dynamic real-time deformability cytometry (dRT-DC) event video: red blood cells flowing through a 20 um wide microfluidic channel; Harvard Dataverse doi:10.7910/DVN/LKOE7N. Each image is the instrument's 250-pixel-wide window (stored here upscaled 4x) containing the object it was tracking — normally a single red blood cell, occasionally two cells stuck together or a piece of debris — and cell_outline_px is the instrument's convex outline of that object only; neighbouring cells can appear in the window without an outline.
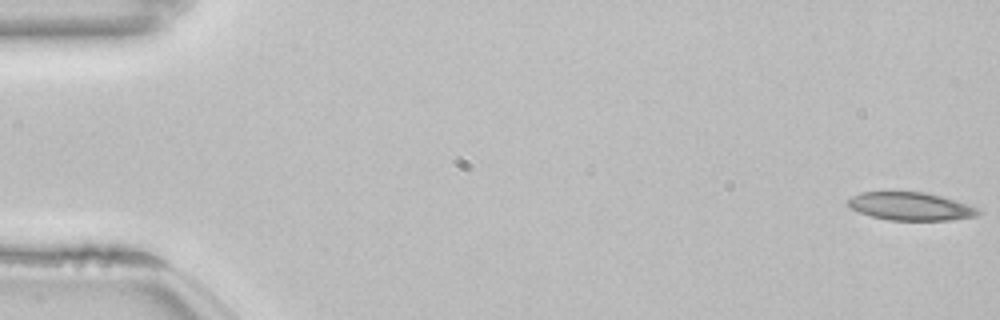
{"species": "common noctule bat (a hibernating species)", "species_latin": "Nyctalus noctula", "temperature_condition": "room temperature", "stored_images_in_passage": 54, "camera_frame_rate_fps": 3000, "um_per_image_px": 0.085, "animal": {"sex": "female", "body_mass_g": 22.7, "forearm_length_mm": 54.2}, "frame": {"image": 1, "passage_image": 1, "time_ms": 0.0, "image_size_px": [1000, 320], "cell_outline_px": [[984, 212], [976, 216], [948, 220], [888, 220], [872, 216], [860, 212], [852, 208], [848, 204], [848, 200], [852, 196], [860, 192], [924, 192], [940, 196], [968, 204], [980, 208]], "centroid_in_image_um": [77.45, 17.54], "position_along_channel_um": 7.6, "area_um2": 21.15}}
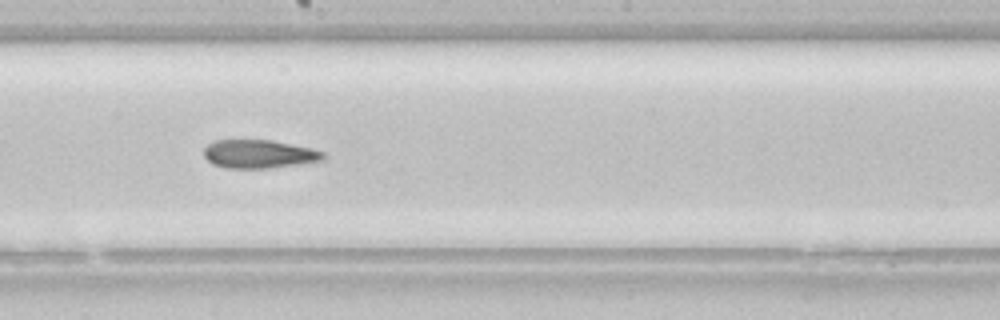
{"frame": {"image": 2, "passage_image": 30, "time_ms": 9.667, "image_size_px": [1000, 320], "cell_outline_px": [[328, 156], [324, 160], [268, 168], [224, 168], [212, 164], [204, 156], [204, 148], [208, 144], [216, 140], [272, 140], [312, 148], [324, 152]], "centroid_in_image_um": [22.03, 13.09], "position_along_channel_um": 226.2, "area_um2": 19.83}}
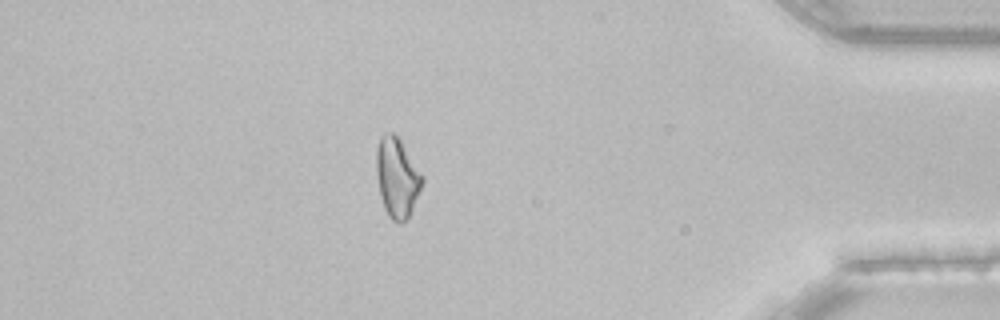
{"frame": {"image": 3, "passage_image": 47, "time_ms": 15.333, "image_size_px": [1000, 320], "cell_outline_px": [[424, 184], [408, 220], [400, 224], [396, 224], [388, 216], [384, 208], [380, 196], [376, 172], [376, 148], [380, 136], [384, 132], [392, 132], [400, 140], [424, 176]], "centroid_in_image_um": [33.76, 15.13], "position_along_channel_um": 401.4, "area_um2": 21.79}, "authors_computed_cell_mechanics": {"area_um2": 21.0103, "velocity_mm_per_s": 3.8404, "shape_relaxation_time_tau1_ms": null, "shape_relaxation_time_tau2_ms": 10.8902, "deformation_change_tau1": null, "deformation_change_tau2": 0.2002}}